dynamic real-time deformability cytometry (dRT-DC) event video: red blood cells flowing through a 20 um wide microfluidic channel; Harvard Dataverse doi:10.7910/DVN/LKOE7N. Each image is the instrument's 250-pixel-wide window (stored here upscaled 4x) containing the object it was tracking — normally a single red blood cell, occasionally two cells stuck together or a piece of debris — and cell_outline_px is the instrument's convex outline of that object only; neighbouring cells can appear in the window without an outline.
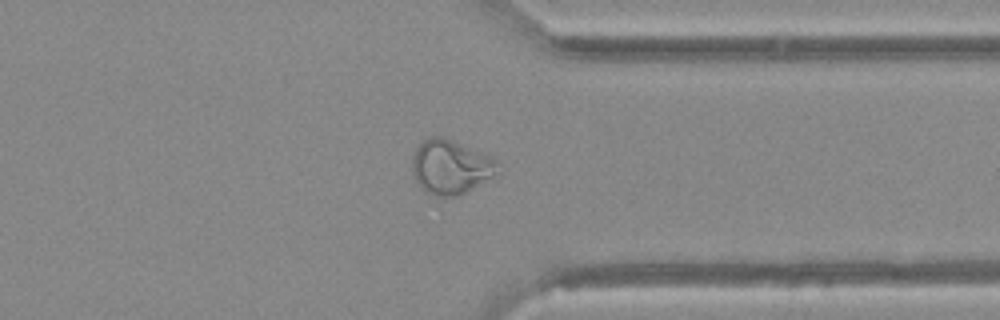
{"species": "Egyptian fruit bat (a non-hibernating species)", "species_latin": "Rousettus aegyptiacus", "temperature_condition": "warm", "stored_images_in_passage": 50, "camera_frame_rate_fps": 3000, "um_per_image_px": 0.085, "animal": {"sex": "female"}, "frame": {"image": 1, "passage_image": 39, "time_ms": 12.667, "image_size_px": [1000, 320], "cell_outline_px": [[496, 172], [492, 176], [460, 196], [432, 196], [424, 192], [416, 184], [412, 172], [412, 156], [416, 148], [428, 136], [444, 136], [488, 156], [496, 160]], "centroid_in_image_um": [38.2, 14.2], "position_along_channel_um": 373.2, "area_um2": 26.93}}
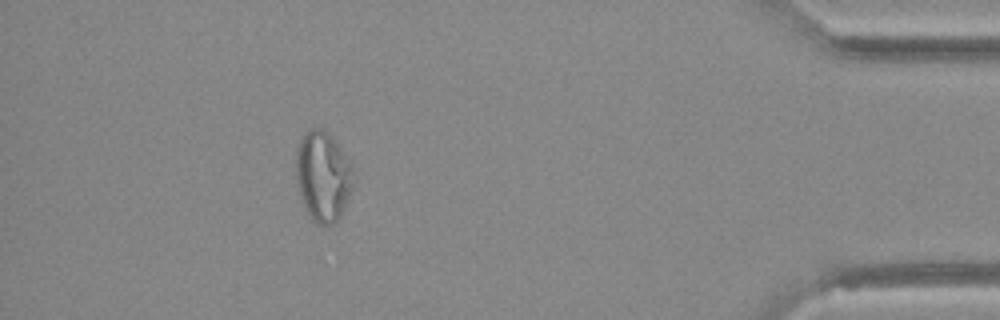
{"frame": {"image": 2, "passage_image": 45, "time_ms": 14.667, "image_size_px": [1000, 320], "cell_outline_px": [[352, 188], [344, 208], [336, 224], [324, 228], [316, 224], [312, 220], [304, 204], [300, 192], [296, 176], [296, 148], [300, 136], [308, 128], [320, 128], [328, 132], [336, 140], [344, 152], [352, 168]], "centroid_in_image_um": [27.44, 14.97], "position_along_channel_um": 407.8, "area_um2": 30.4}}